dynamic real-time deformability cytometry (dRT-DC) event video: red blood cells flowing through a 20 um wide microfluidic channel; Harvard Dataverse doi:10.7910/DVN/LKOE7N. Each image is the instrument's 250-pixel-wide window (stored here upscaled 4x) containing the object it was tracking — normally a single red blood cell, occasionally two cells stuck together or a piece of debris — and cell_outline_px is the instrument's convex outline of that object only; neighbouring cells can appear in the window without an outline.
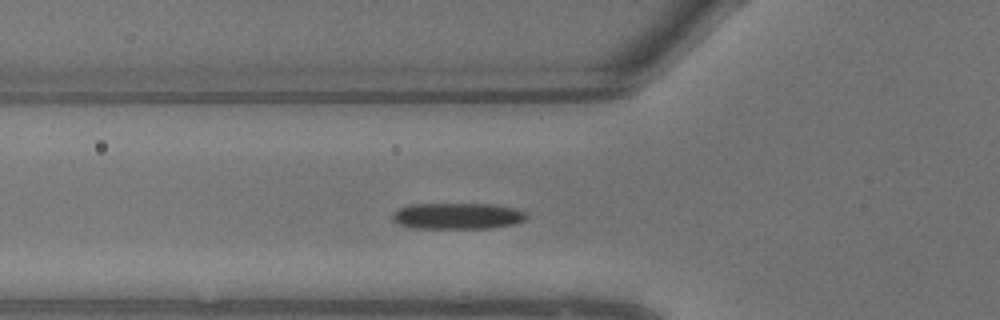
{"species": "common noctule bat (a hibernating species)", "species_latin": "Nyctalus noctula", "temperature_condition": "warm", "stored_images_in_passage": 8, "camera_frame_rate_fps": 3000, "um_per_image_px": 0.085, "animal": {"sex": "male", "body_mass_g": 13.3}, "frame": {"image": 1, "passage_image": 5, "time_ms": 1.333, "image_size_px": [1000, 320], "cell_outline_px": [[528, 216], [524, 220], [516, 224], [488, 228], [412, 228], [396, 224], [392, 220], [392, 212], [400, 208], [412, 204], [492, 204], [516, 208], [524, 212]], "centroid_in_image_um": [38.86, 18.36], "position_along_channel_um": 86.9, "area_um2": 20.63}}
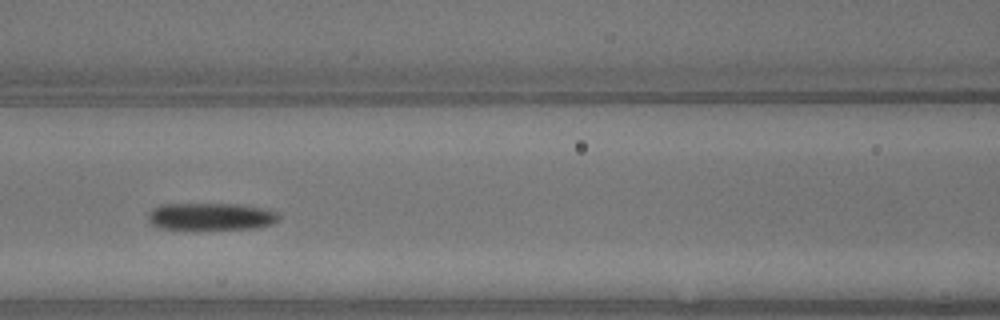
{"frame": {"image": 2, "passage_image": 7, "time_ms": 2.0, "image_size_px": [1000, 320], "cell_outline_px": [[280, 216], [272, 224], [252, 228], [160, 228], [152, 224], [148, 220], [148, 212], [152, 208], [160, 204], [240, 204], [268, 208], [276, 212]], "centroid_in_image_um": [17.92, 18.37], "position_along_channel_um": 148.7, "area_um2": 20.52}}
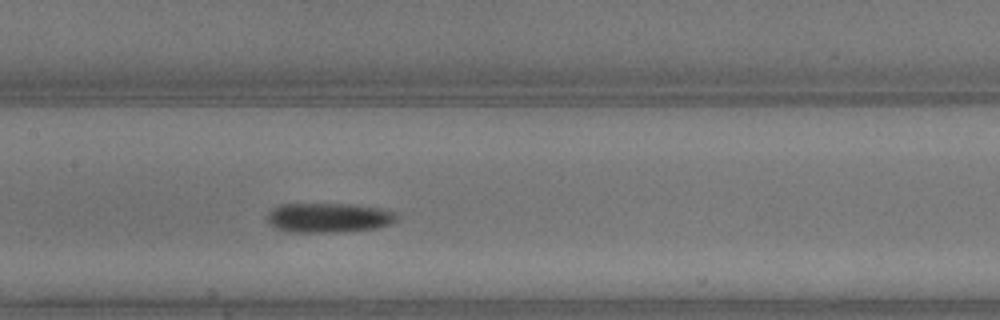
{"frame": {"image": 3, "passage_image": 8, "time_ms": 2.333, "image_size_px": [1000, 320], "cell_outline_px": [[396, 220], [392, 224], [380, 228], [340, 232], [292, 232], [276, 228], [268, 224], [268, 212], [272, 208], [280, 204], [356, 204], [384, 208], [396, 212]], "centroid_in_image_um": [27.98, 18.5], "position_along_channel_um": 179.4, "area_um2": 22.72}}